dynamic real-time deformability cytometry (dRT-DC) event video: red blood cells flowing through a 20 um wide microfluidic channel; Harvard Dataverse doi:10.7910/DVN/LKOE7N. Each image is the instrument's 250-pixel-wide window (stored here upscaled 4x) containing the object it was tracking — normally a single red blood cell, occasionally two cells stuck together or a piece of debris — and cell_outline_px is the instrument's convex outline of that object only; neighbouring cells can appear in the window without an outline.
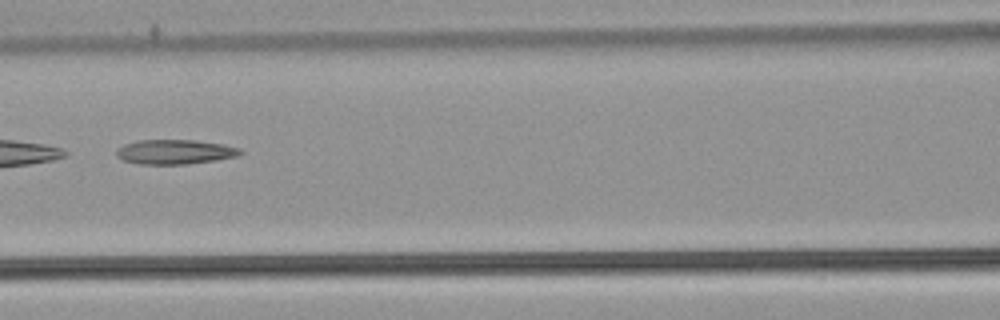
{"species": "common noctule bat (a hibernating species)", "species_latin": "Nyctalus noctula", "temperature_condition": "warm", "stored_images_in_passage": 15, "camera_frame_rate_fps": 3000, "um_per_image_px": 0.085, "animal": {"sex": "male", "body_mass_g": 21.5, "forearm_length_mm": 52.0}, "frame": {"image": 1, "passage_image": 13, "time_ms": 4.0, "image_size_px": [1000, 320], "cell_outline_px": [[244, 152], [236, 156], [216, 160], [188, 164], [140, 164], [124, 160], [116, 156], [116, 152], [124, 144], [140, 140], [196, 140], [224, 144], [240, 148]], "centroid_in_image_um": [14.9, 12.91], "position_along_channel_um": 151.7, "area_um2": 17.69}}